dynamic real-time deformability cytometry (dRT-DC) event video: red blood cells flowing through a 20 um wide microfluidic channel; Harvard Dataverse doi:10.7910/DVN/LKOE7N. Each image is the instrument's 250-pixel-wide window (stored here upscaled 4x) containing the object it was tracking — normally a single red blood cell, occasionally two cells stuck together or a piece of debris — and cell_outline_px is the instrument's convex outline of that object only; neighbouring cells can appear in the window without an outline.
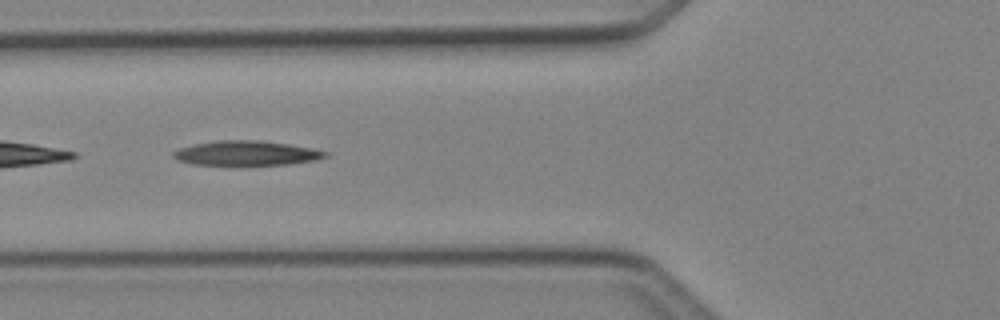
{"species": "Egyptian fruit bat (a non-hibernating species)", "species_latin": "Rousettus aegyptiacus", "temperature_condition": "cold", "stored_images_in_passage": 22, "camera_frame_rate_fps": 3000, "um_per_image_px": 0.085, "animal": {"sex": "female"}, "frame": {"image": 1, "passage_image": 13, "time_ms": 4.0, "image_size_px": [1000, 320], "cell_outline_px": [[328, 156], [316, 160], [288, 164], [240, 168], [192, 164], [180, 160], [172, 156], [172, 152], [180, 148], [196, 144], [220, 140], [260, 140], [288, 144], [312, 148], [328, 152]], "centroid_in_image_um": [20.95, 13.07], "position_along_channel_um": 104.9, "area_um2": 22.77}}
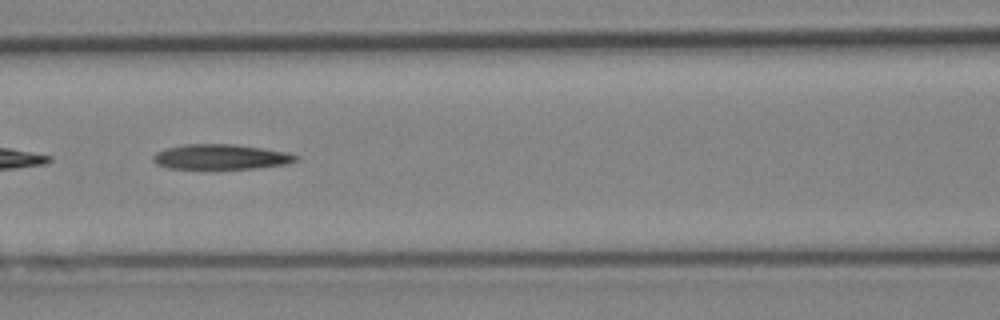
{"frame": {"image": 2, "passage_image": 16, "time_ms": 5.0, "image_size_px": [1000, 320], "cell_outline_px": [[300, 156], [296, 160], [284, 164], [256, 168], [168, 168], [156, 164], [152, 160], [152, 156], [156, 152], [168, 148], [184, 144], [232, 144], [264, 148], [288, 152]], "centroid_in_image_um": [18.76, 13.32], "position_along_channel_um": 147.8, "area_um2": 20.69}}
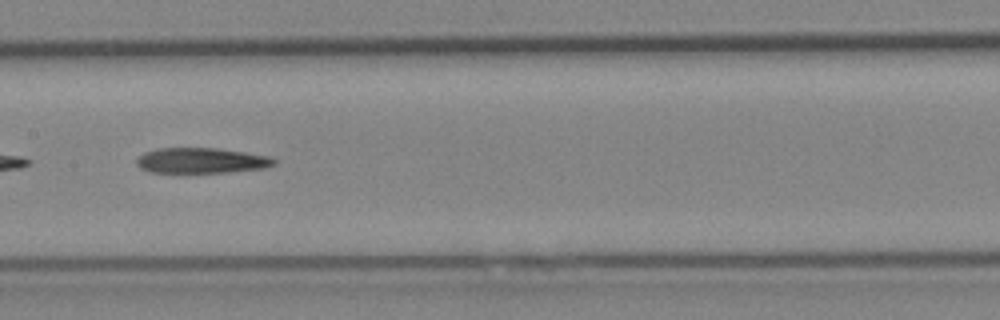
{"frame": {"image": 3, "passage_image": 19, "time_ms": 6.0, "image_size_px": [1000, 320], "cell_outline_px": [[276, 164], [264, 168], [224, 172], [152, 172], [140, 168], [136, 164], [136, 160], [144, 152], [156, 148], [216, 148], [244, 152], [268, 156], [276, 160]], "centroid_in_image_um": [17.09, 13.64], "position_along_channel_um": 190.3, "area_um2": 20.17}}